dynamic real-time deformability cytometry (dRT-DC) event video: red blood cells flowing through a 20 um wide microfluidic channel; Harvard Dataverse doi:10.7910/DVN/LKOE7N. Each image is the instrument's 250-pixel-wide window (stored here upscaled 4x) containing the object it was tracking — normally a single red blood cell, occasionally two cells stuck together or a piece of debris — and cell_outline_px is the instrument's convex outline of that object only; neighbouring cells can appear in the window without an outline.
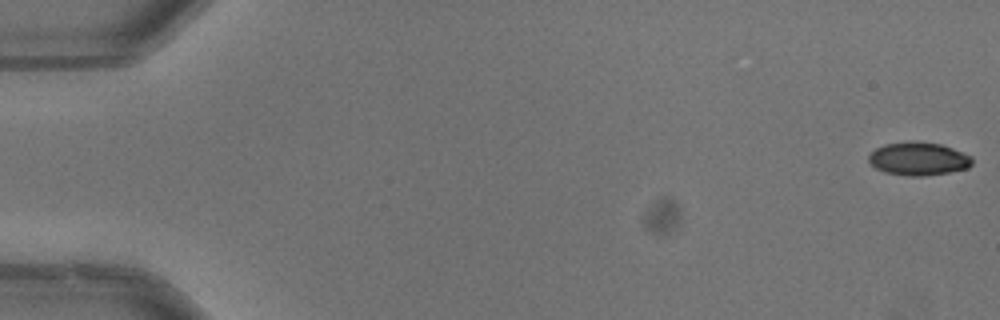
{"species": "common noctule bat (a hibernating species)", "species_latin": "Nyctalus noctula", "temperature_condition": "warm", "stored_images_in_passage": 48, "camera_frame_rate_fps": 3000, "um_per_image_px": 0.085, "animal": {"sex": "male", "body_mass_g": 13.3}, "frame": {"image": 1, "passage_image": 1, "time_ms": 0.0, "image_size_px": [1000, 320], "cell_outline_px": [[972, 164], [968, 168], [948, 172], [924, 176], [908, 176], [884, 172], [876, 168], [868, 160], [868, 156], [876, 148], [884, 144], [908, 140], [916, 140], [940, 144], [952, 148], [972, 156]], "centroid_in_image_um": [78.06, 13.48], "position_along_channel_um": 6.9, "area_um2": 20.17}}